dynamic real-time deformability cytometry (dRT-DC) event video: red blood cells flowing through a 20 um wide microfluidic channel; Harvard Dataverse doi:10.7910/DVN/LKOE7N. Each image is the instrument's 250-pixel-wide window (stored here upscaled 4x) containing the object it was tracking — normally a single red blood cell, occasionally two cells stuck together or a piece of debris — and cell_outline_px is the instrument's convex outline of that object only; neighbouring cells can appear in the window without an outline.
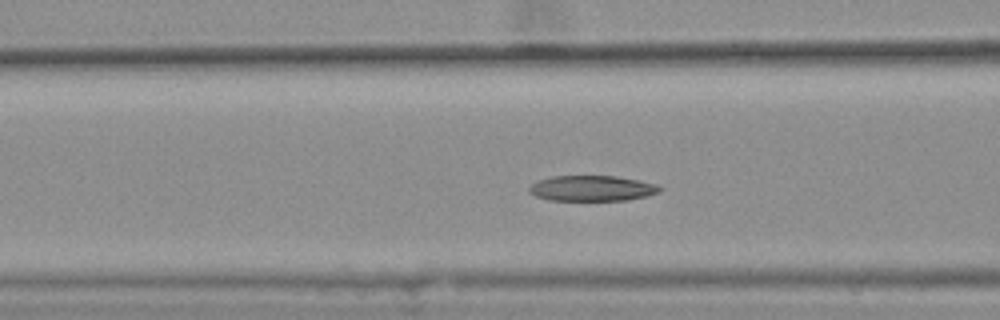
{"species": "common noctule bat (a hibernating species)", "species_latin": "Nyctalus noctula", "temperature_condition": "warm", "stored_images_in_passage": 48, "camera_frame_rate_fps": 3000, "um_per_image_px": 0.085, "animal": {"sex": "female", "body_mass_g": 25.1}, "frame": {"image": 1, "passage_image": 21, "time_ms": 6.667, "image_size_px": [1000, 320], "cell_outline_px": [[664, 188], [660, 192], [648, 196], [628, 200], [548, 200], [536, 196], [528, 192], [528, 188], [536, 180], [552, 176], [616, 176], [656, 184]], "centroid_in_image_um": [50.32, 16.01], "position_along_channel_um": 116.3, "area_um2": 19.54}, "authors_computed_cell_mechanics": {"area_um2": 20.4034, "velocity_mm_per_s": 3.6036, "shape_relaxation_time_tau1_ms": 9.6128, "shape_relaxation_time_tau2_ms": 3.2427, "deformation_change_tau1": 0.166, "deformation_change_tau2": 0.0862}}